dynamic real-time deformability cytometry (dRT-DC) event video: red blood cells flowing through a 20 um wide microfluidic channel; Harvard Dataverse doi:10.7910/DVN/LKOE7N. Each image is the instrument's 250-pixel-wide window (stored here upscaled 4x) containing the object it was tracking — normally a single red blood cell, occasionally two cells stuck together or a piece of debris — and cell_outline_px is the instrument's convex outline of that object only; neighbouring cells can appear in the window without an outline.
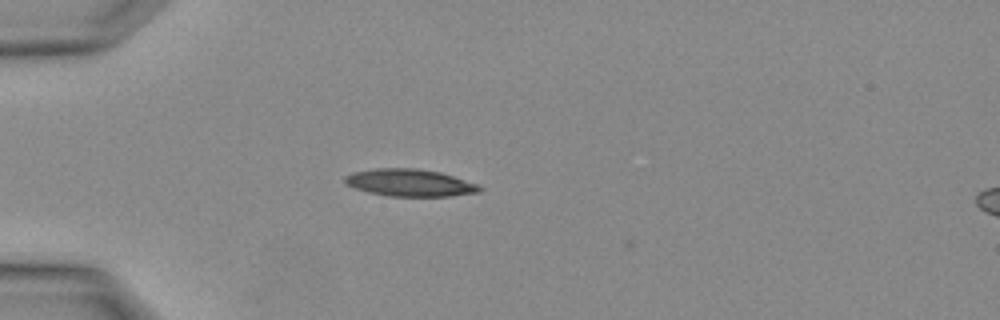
{"species": "Egyptian fruit bat (a non-hibernating species)", "species_latin": "Rousettus aegyptiacus", "temperature_condition": "warm", "stored_images_in_passage": 2, "camera_frame_rate_fps": 3000, "um_per_image_px": 0.085, "animal": {"sex": "female"}, "frame": {"image": 1, "passage_image": 2, "time_ms": 0.333, "image_size_px": [1000, 320], "cell_outline_px": [[484, 188], [480, 192], [452, 196], [388, 196], [368, 192], [344, 184], [344, 176], [352, 172], [376, 168], [416, 168], [440, 172], [476, 184]], "centroid_in_image_um": [34.8, 15.53], "position_along_channel_um": 50.2, "area_um2": 21.39}}